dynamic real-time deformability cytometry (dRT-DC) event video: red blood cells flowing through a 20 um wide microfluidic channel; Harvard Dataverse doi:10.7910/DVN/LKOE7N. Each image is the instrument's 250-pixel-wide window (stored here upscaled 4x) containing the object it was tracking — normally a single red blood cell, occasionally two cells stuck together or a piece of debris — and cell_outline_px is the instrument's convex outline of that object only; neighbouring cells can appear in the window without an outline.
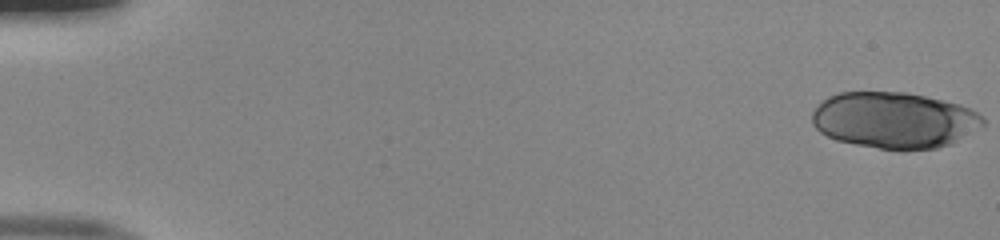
{"species": "human", "species_latin": "Homo sapiens", "temperature_condition": "room temperature", "stored_images_in_passage": 52, "camera_frame_rate_fps": 3000, "um_per_image_px": 0.085, "donor": {"sex": "male"}, "frame": {"image": 1, "passage_image": 1, "time_ms": 0.0, "image_size_px": [1000, 240], "cell_outline_px": [[984, 128], [952, 144], [936, 148], [904, 152], [856, 144], [836, 140], [820, 132], [812, 124], [812, 112], [828, 96], [840, 92], [904, 92], [944, 100], [960, 104], [984, 116]], "centroid_in_image_um": [76.07, 10.24], "position_along_channel_um": 8.9, "area_um2": 56.64}}
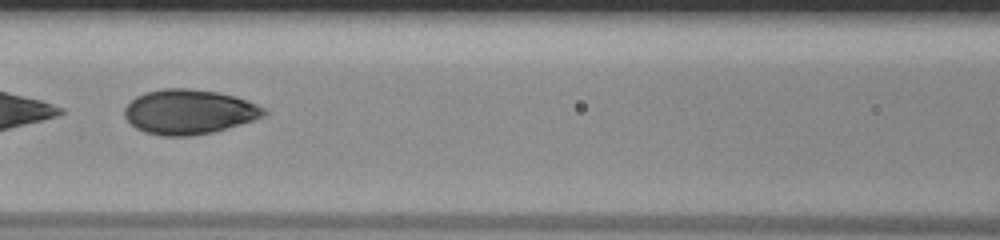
{"frame": {"image": 2, "passage_image": 25, "time_ms": 8.0, "image_size_px": [1000, 240], "cell_outline_px": [[268, 112], [264, 116], [240, 124], [212, 132], [192, 136], [160, 136], [144, 132], [136, 128], [124, 116], [124, 108], [136, 96], [144, 92], [164, 88], [188, 88], [216, 92], [236, 96], [248, 100], [264, 108]], "centroid_in_image_um": [16.05, 9.5], "position_along_channel_um": 150.5, "area_um2": 36.36}}
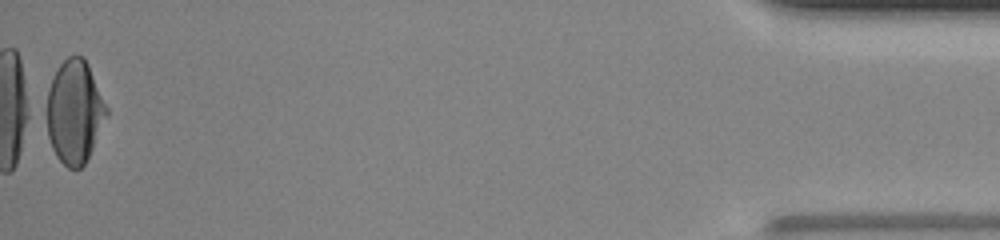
{"frame": {"image": 3, "passage_image": 52, "time_ms": 17.0, "image_size_px": [1000, 240], "cell_outline_px": [[108, 116], [84, 164], [80, 168], [68, 168], [56, 156], [52, 148], [40, 116], [48, 88], [60, 64], [68, 56], [76, 52], [84, 56], [88, 64], [108, 108]], "centroid_in_image_um": [6.26, 9.48], "position_along_channel_um": 428.9, "area_um2": 37.17}, "authors_computed_cell_mechanics": {"area_um2": 37.0498, "velocity_mm_per_s": 4.0254, "shape_relaxation_time_tau1_ms": 4.8725, "shape_relaxation_time_tau2_ms": null, "deformation_change_tau1": 0.1901, "deformation_change_tau2": null}}